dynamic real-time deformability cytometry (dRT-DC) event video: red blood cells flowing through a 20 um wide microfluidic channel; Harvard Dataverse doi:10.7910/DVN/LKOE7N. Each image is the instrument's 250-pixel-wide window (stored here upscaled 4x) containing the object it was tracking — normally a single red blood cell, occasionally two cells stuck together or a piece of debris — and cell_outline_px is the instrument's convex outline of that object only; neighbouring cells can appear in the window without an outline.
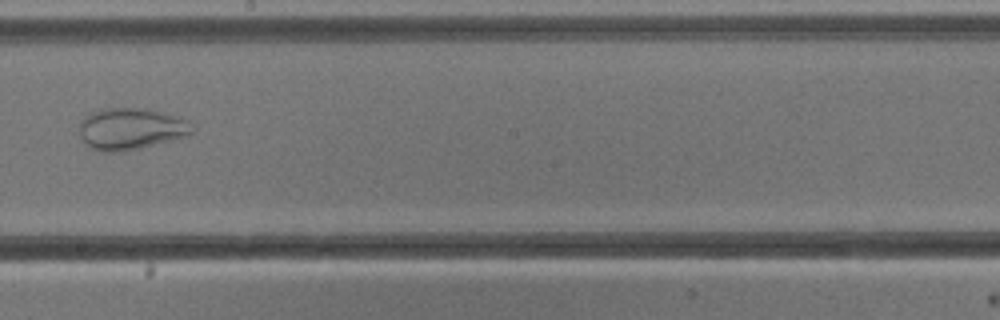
{"species": "common noctule bat (a hibernating species)", "species_latin": "Nyctalus noctula", "temperature_condition": "cold", "stored_images_in_passage": 5, "camera_frame_rate_fps": 3000, "um_per_image_px": 0.085, "animal": {"sex": "male", "body_mass_g": 13.3}, "frame": {"image": 1, "passage_image": 5, "time_ms": 4.667, "image_size_px": [1000, 320], "cell_outline_px": [[192, 132], [184, 136], [140, 148], [116, 152], [100, 152], [88, 148], [84, 144], [80, 136], [80, 120], [84, 116], [100, 108], [144, 108], [164, 112], [180, 116], [188, 120]], "centroid_in_image_um": [11.05, 10.94], "position_along_channel_um": 237.1, "area_um2": 27.51}}